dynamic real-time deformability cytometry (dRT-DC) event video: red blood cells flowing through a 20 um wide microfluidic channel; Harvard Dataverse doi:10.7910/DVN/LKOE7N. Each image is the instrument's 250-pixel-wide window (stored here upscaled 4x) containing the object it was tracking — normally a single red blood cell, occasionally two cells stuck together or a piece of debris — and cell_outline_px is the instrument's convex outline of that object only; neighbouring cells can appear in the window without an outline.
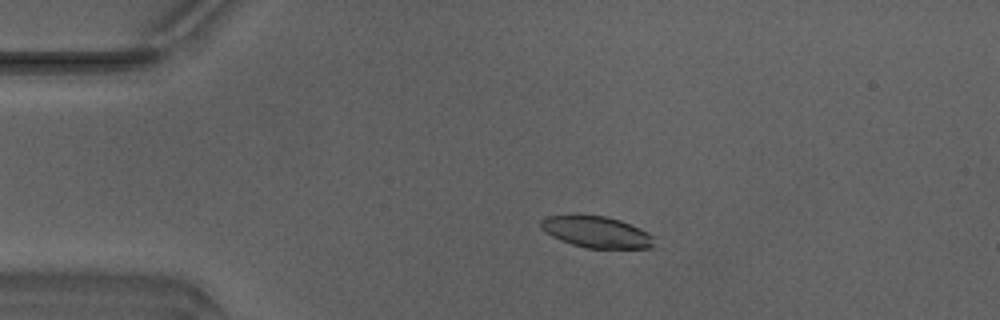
{"species": "Egyptian fruit bat (a non-hibernating species)", "species_latin": "Rousettus aegyptiacus", "temperature_condition": "warm", "stored_images_in_passage": 23, "camera_frame_rate_fps": 3000, "um_per_image_px": 0.085, "animal": {"sex": "male"}, "frame": {"image": 1, "passage_image": 11, "time_ms": 3.333, "image_size_px": [1000, 320], "cell_outline_px": [[652, 248], [588, 248], [572, 244], [560, 240], [552, 236], [540, 228], [540, 220], [548, 216], [604, 216], [620, 220], [640, 228], [648, 232], [652, 236]], "centroid_in_image_um": [50.69, 19.73], "position_along_channel_um": 34.3, "area_um2": 20.35}}
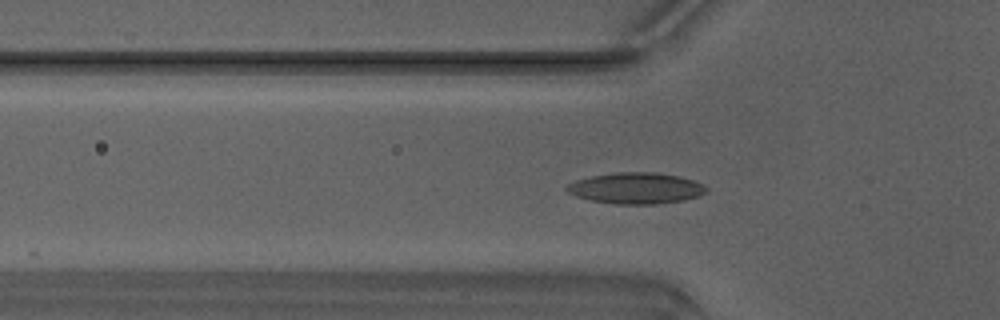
{"frame": {"image": 2, "passage_image": 17, "time_ms": 5.333, "image_size_px": [1000, 320], "cell_outline_px": [[708, 192], [700, 196], [684, 200], [656, 204], [616, 204], [592, 200], [576, 196], [568, 192], [564, 188], [568, 184], [576, 180], [592, 176], [620, 172], [656, 172], [680, 176], [704, 184], [708, 188]], "centroid_in_image_um": [54.11, 16.0], "position_along_channel_um": 71.7, "area_um2": 25.37}}
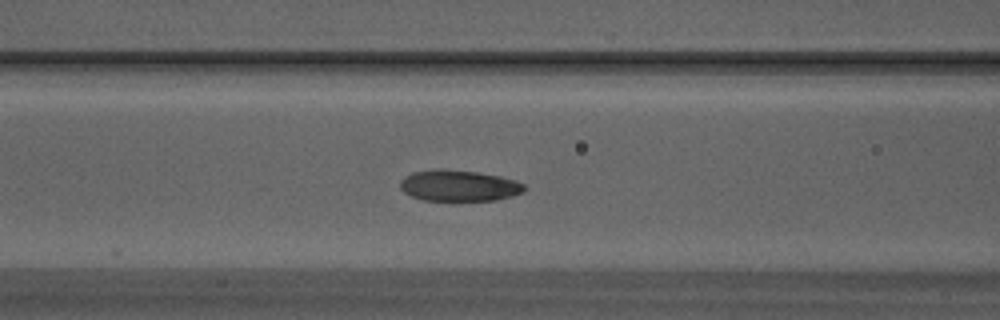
{"frame": {"image": 3, "passage_image": 21, "time_ms": 6.667, "image_size_px": [1000, 320], "cell_outline_px": [[528, 188], [524, 192], [512, 196], [496, 200], [424, 200], [412, 196], [404, 192], [400, 188], [400, 180], [404, 176], [412, 172], [436, 168], [440, 168], [476, 172], [500, 176], [516, 180], [524, 184]], "centroid_in_image_um": [39.02, 15.77], "position_along_channel_um": 127.6, "area_um2": 22.72}}